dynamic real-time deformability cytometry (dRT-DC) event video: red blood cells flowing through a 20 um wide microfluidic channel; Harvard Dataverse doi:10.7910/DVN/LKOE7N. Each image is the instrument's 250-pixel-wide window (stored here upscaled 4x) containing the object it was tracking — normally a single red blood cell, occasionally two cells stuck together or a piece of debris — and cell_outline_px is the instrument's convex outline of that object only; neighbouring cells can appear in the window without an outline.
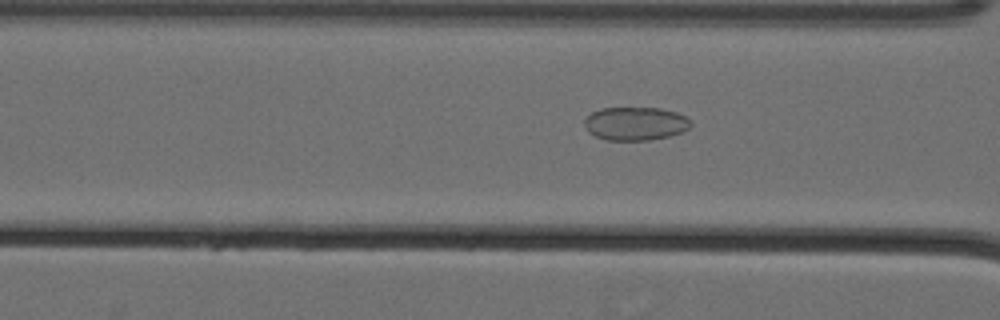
{"species": "Egyptian fruit bat (a non-hibernating species)", "species_latin": "Rousettus aegyptiacus", "temperature_condition": "cold", "stored_images_in_passage": 38, "camera_frame_rate_fps": 3000, "um_per_image_px": 0.085, "animal": {"sex": "female"}, "frame": {"image": 1, "passage_image": 11, "time_ms": 3.333, "image_size_px": [1000, 320], "cell_outline_px": [[692, 124], [688, 128], [680, 132], [668, 136], [648, 140], [608, 140], [596, 136], [588, 132], [584, 124], [584, 120], [592, 112], [600, 108], [660, 108], [676, 112], [692, 120]], "centroid_in_image_um": [54.0, 10.5], "position_along_channel_um": 112.6, "area_um2": 20.58}}
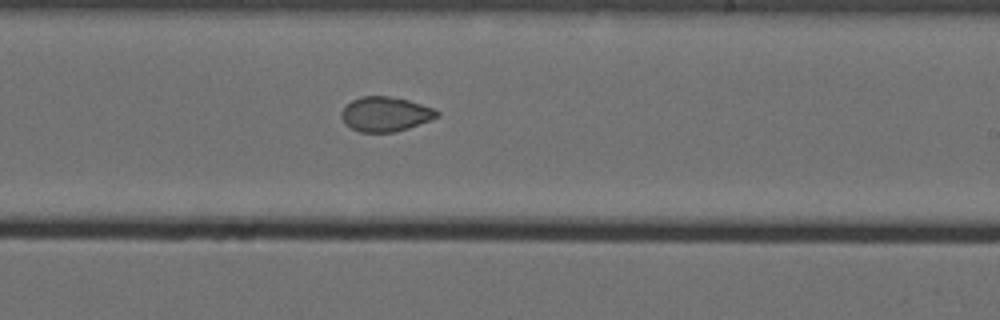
{"frame": {"image": 2, "passage_image": 23, "time_ms": 7.333, "image_size_px": [1000, 320], "cell_outline_px": [[440, 116], [408, 128], [396, 132], [360, 132], [344, 124], [340, 116], [340, 112], [352, 100], [360, 96], [388, 96], [408, 100], [432, 108], [440, 112]], "centroid_in_image_um": [32.73, 9.7], "position_along_channel_um": 256.3, "area_um2": 19.25}}
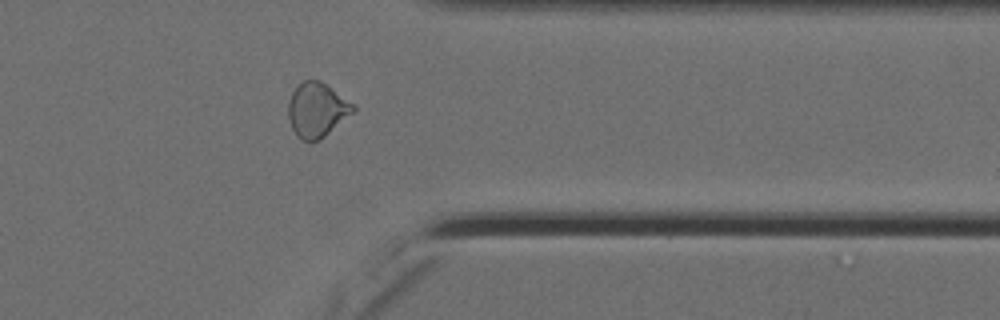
{"frame": {"image": 3, "passage_image": 34, "time_ms": 11.0, "image_size_px": [1000, 320], "cell_outline_px": [[356, 112], [320, 140], [312, 144], [300, 140], [296, 136], [288, 120], [288, 100], [292, 92], [304, 80], [320, 80], [356, 104]], "centroid_in_image_um": [26.97, 9.38], "position_along_channel_um": 384.4, "area_um2": 21.27}}